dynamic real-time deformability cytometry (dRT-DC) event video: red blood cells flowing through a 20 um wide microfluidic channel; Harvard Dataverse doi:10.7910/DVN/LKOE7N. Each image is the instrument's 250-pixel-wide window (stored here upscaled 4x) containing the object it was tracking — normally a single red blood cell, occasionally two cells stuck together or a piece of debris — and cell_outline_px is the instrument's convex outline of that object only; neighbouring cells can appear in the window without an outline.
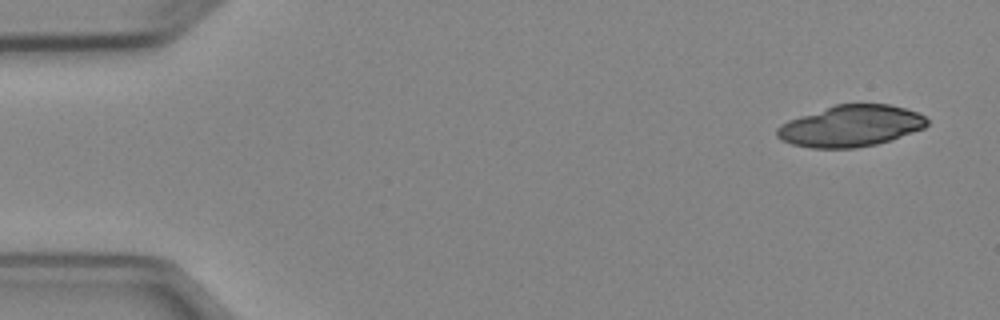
{"species": "Egyptian fruit bat (a non-hibernating species)", "species_latin": "Rousettus aegyptiacus", "temperature_condition": "cold", "stored_images_in_passage": 4, "camera_frame_rate_fps": 3000, "um_per_image_px": 0.085, "animal": {"sex": "female"}, "frame": {"image": 1, "passage_image": 1, "time_ms": 0.0, "image_size_px": [1000, 320], "cell_outline_px": [[928, 124], [924, 128], [892, 140], [876, 144], [856, 148], [812, 148], [792, 144], [780, 140], [776, 136], [776, 128], [780, 124], [788, 120], [836, 104], [888, 104], [904, 108], [916, 112], [924, 116], [928, 120]], "centroid_in_image_um": [72.3, 10.72], "position_along_channel_um": 12.7, "area_um2": 36.18}}